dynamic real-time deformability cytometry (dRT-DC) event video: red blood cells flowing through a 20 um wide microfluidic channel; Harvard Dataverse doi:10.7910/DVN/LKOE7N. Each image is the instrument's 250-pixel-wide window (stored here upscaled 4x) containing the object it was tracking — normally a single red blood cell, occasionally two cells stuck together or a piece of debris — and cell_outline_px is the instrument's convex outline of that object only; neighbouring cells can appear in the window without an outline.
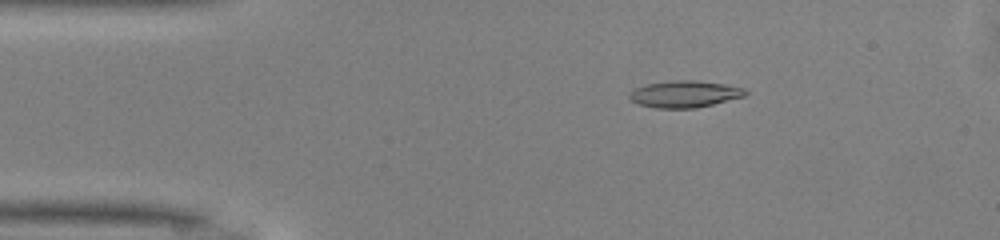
{"species": "common noctule bat (a hibernating species)", "species_latin": "Nyctalus noctula", "temperature_condition": "warm", "stored_images_in_passage": 49, "camera_frame_rate_fps": 3000, "um_per_image_px": 0.085, "animal": {"sex": "male", "body_mass_g": 13.0, "forearm_length_mm": 53.1}, "frame": {"image": 1, "passage_image": 8, "time_ms": 2.333, "image_size_px": [1000, 240], "cell_outline_px": [[748, 92], [744, 96], [696, 108], [656, 108], [640, 104], [632, 100], [628, 96], [636, 88], [648, 84], [672, 80], [696, 80], [724, 84], [744, 88]], "centroid_in_image_um": [58.21, 7.99], "position_along_channel_um": 26.8, "area_um2": 17.8}}
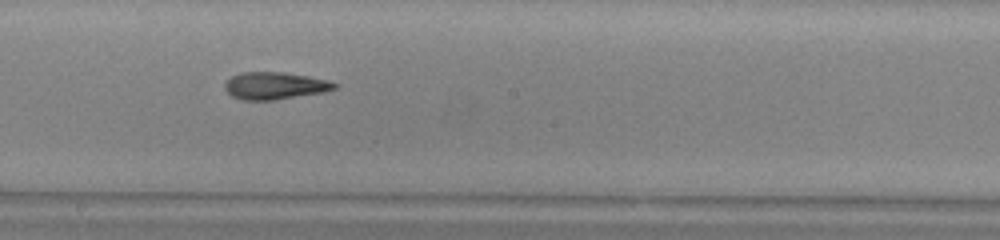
{"frame": {"image": 2, "passage_image": 26, "time_ms": 8.333, "image_size_px": [1000, 240], "cell_outline_px": [[340, 84], [336, 88], [324, 92], [276, 100], [240, 100], [232, 96], [224, 88], [224, 84], [232, 76], [240, 72], [284, 72], [308, 76], [328, 80]], "centroid_in_image_um": [23.37, 7.29], "position_along_channel_um": 224.8, "area_um2": 17.57}}
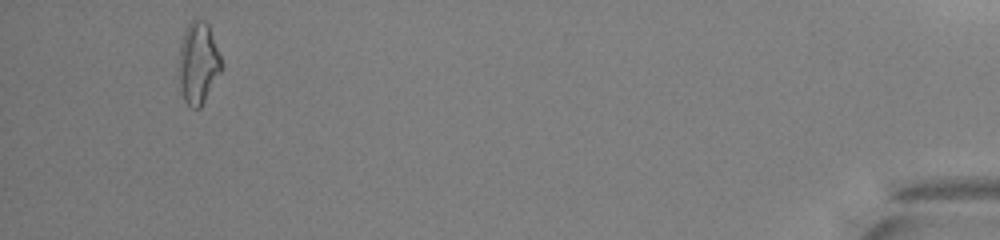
{"frame": {"image": 3, "passage_image": 46, "time_ms": 15.0, "image_size_px": [1000, 240], "cell_outline_px": [[220, 72], [200, 108], [192, 108], [184, 100], [180, 92], [176, 76], [176, 68], [180, 44], [184, 32], [188, 24], [196, 16], [204, 20], [208, 24], [220, 56]], "centroid_in_image_um": [16.76, 5.35], "position_along_channel_um": 418.4, "area_um2": 20.63}, "authors_computed_cell_mechanics": {"area_um2": 17.5712, "velocity_mm_per_s": 4.1783, "shape_relaxation_time_tau1_ms": 6.2923, "shape_relaxation_time_tau2_ms": 3.0726, "deformation_change_tau1": 0.2318, "deformation_change_tau2": 0.148}}